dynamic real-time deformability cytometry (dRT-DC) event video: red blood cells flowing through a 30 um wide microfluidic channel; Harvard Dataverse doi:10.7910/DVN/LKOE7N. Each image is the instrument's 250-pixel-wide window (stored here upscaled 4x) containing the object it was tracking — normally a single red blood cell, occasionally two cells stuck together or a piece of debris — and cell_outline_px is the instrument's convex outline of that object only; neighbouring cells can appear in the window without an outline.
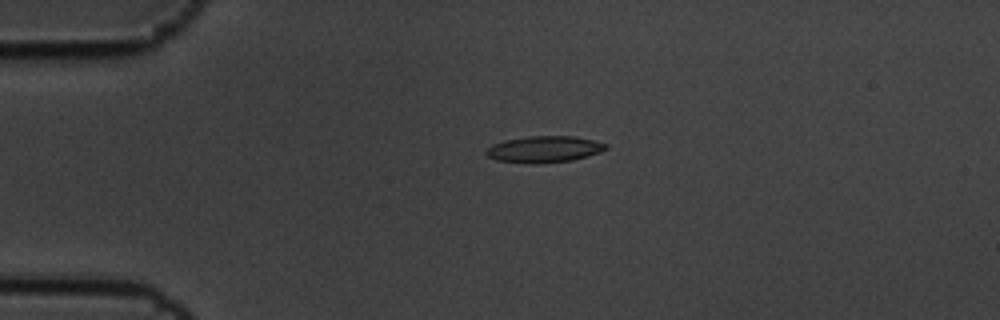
{"species": "common noctule bat (a hibernating species)", "species_latin": "Nyctalus noctula", "temperature_condition": "cold", "stored_images_in_passage": 5, "camera_frame_rate_fps": 3000, "um_per_image_px": 0.085, "animal": {"sex": "male", "body_mass_g": 19.5, "forearm_length_mm": 54.6}, "frame": {"image": 1, "passage_image": 4, "time_ms": 1.0, "image_size_px": [1000, 320], "cell_outline_px": [[608, 148], [600, 152], [588, 156], [572, 160], [536, 164], [496, 160], [488, 156], [484, 152], [492, 144], [504, 140], [528, 136], [576, 136], [596, 140], [608, 144]], "centroid_in_image_um": [46.28, 12.68], "position_along_channel_um": 38.7, "area_um2": 18.61}}